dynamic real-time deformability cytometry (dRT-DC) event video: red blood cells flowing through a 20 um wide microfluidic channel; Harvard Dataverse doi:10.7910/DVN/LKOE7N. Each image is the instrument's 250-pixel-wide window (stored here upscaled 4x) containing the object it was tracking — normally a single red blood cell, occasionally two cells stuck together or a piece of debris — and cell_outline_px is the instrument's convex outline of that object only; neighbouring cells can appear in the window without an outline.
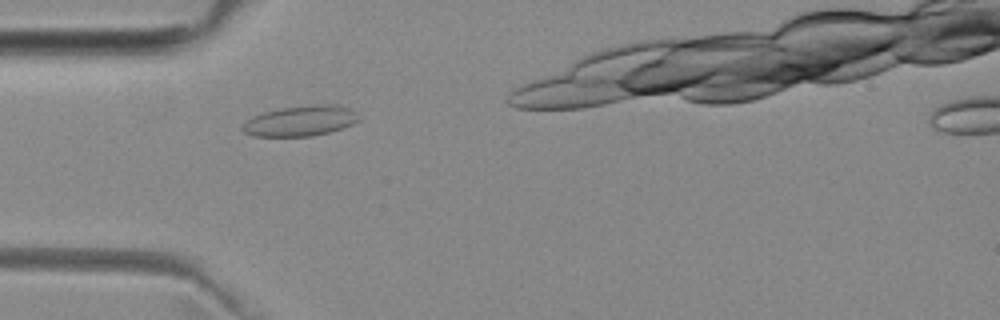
{"species": "common noctule bat (a hibernating species)", "species_latin": "Nyctalus noctula", "temperature_condition": "room temperature", "stored_images_in_passage": 2, "camera_frame_rate_fps": 3000, "um_per_image_px": 0.085, "animal": {"sex": "female", "body_mass_g": 29.2, "forearm_length_mm": 56.3}, "frame": {"image": 1, "passage_image": 1, "time_ms": 0.0, "image_size_px": [1000, 320], "cell_outline_px": [[360, 120], [344, 128], [312, 136], [252, 136], [244, 132], [240, 128], [252, 116], [264, 112], [280, 108], [308, 104], [340, 104], [352, 108], [360, 116]], "centroid_in_image_um": [25.6, 10.25], "position_along_channel_um": 59.4, "area_um2": 20.98}}